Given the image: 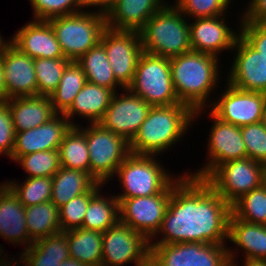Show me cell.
Listing matches in <instances>:
<instances>
[{"label":"cell","mask_w":266,"mask_h":266,"mask_svg":"<svg viewBox=\"0 0 266 266\" xmlns=\"http://www.w3.org/2000/svg\"><path fill=\"white\" fill-rule=\"evenodd\" d=\"M230 216L231 205L205 179L186 174L173 187L161 227L150 245L226 244ZM159 234L163 237L157 240Z\"/></svg>","instance_id":"6da1fadb"},{"label":"cell","mask_w":266,"mask_h":266,"mask_svg":"<svg viewBox=\"0 0 266 266\" xmlns=\"http://www.w3.org/2000/svg\"><path fill=\"white\" fill-rule=\"evenodd\" d=\"M219 60L217 56L193 50L170 58L176 95L181 103L194 111L193 120L212 104L209 97L221 80Z\"/></svg>","instance_id":"7a4b0ae2"},{"label":"cell","mask_w":266,"mask_h":266,"mask_svg":"<svg viewBox=\"0 0 266 266\" xmlns=\"http://www.w3.org/2000/svg\"><path fill=\"white\" fill-rule=\"evenodd\" d=\"M194 111L184 103L152 106L145 121L129 142L130 153L162 155L180 142L195 121ZM165 150V151H164ZM161 153V154H160Z\"/></svg>","instance_id":"3957f363"},{"label":"cell","mask_w":266,"mask_h":266,"mask_svg":"<svg viewBox=\"0 0 266 266\" xmlns=\"http://www.w3.org/2000/svg\"><path fill=\"white\" fill-rule=\"evenodd\" d=\"M187 20L174 4L167 3L139 30L143 52L171 58L191 51Z\"/></svg>","instance_id":"277c9868"},{"label":"cell","mask_w":266,"mask_h":266,"mask_svg":"<svg viewBox=\"0 0 266 266\" xmlns=\"http://www.w3.org/2000/svg\"><path fill=\"white\" fill-rule=\"evenodd\" d=\"M155 157L130 153L118 167L115 176L119 177L123 190V193L115 195L119 203L123 199L162 193L177 179Z\"/></svg>","instance_id":"5b68a950"},{"label":"cell","mask_w":266,"mask_h":266,"mask_svg":"<svg viewBox=\"0 0 266 266\" xmlns=\"http://www.w3.org/2000/svg\"><path fill=\"white\" fill-rule=\"evenodd\" d=\"M84 11L48 20L62 53L70 61H77L95 47L107 27L105 14L93 10Z\"/></svg>","instance_id":"8992f818"},{"label":"cell","mask_w":266,"mask_h":266,"mask_svg":"<svg viewBox=\"0 0 266 266\" xmlns=\"http://www.w3.org/2000/svg\"><path fill=\"white\" fill-rule=\"evenodd\" d=\"M78 124L86 135L90 175L102 184L114 180L118 167L130 154L129 142L111 130L103 128L99 123H89L86 128Z\"/></svg>","instance_id":"52a82bcc"},{"label":"cell","mask_w":266,"mask_h":266,"mask_svg":"<svg viewBox=\"0 0 266 266\" xmlns=\"http://www.w3.org/2000/svg\"><path fill=\"white\" fill-rule=\"evenodd\" d=\"M127 88L151 106L181 103L173 86L168 57L143 52L138 60L133 81Z\"/></svg>","instance_id":"ba28073f"},{"label":"cell","mask_w":266,"mask_h":266,"mask_svg":"<svg viewBox=\"0 0 266 266\" xmlns=\"http://www.w3.org/2000/svg\"><path fill=\"white\" fill-rule=\"evenodd\" d=\"M266 166L250 158L227 161L205 180L230 205L264 183Z\"/></svg>","instance_id":"9c48e42d"},{"label":"cell","mask_w":266,"mask_h":266,"mask_svg":"<svg viewBox=\"0 0 266 266\" xmlns=\"http://www.w3.org/2000/svg\"><path fill=\"white\" fill-rule=\"evenodd\" d=\"M227 244L150 245V266H231Z\"/></svg>","instance_id":"30bf717a"},{"label":"cell","mask_w":266,"mask_h":266,"mask_svg":"<svg viewBox=\"0 0 266 266\" xmlns=\"http://www.w3.org/2000/svg\"><path fill=\"white\" fill-rule=\"evenodd\" d=\"M150 266V241L120 220L103 233L101 266Z\"/></svg>","instance_id":"8fae6325"},{"label":"cell","mask_w":266,"mask_h":266,"mask_svg":"<svg viewBox=\"0 0 266 266\" xmlns=\"http://www.w3.org/2000/svg\"><path fill=\"white\" fill-rule=\"evenodd\" d=\"M185 175L186 172L177 176V179L162 193L123 199L119 203L120 221L150 241L161 227L173 187Z\"/></svg>","instance_id":"7c38bea8"},{"label":"cell","mask_w":266,"mask_h":266,"mask_svg":"<svg viewBox=\"0 0 266 266\" xmlns=\"http://www.w3.org/2000/svg\"><path fill=\"white\" fill-rule=\"evenodd\" d=\"M210 119L214 121L209 132L206 164L194 173L186 174L206 179L219 165L231 160L247 158V150L242 137L241 127L217 118L211 111Z\"/></svg>","instance_id":"4fadbf2b"},{"label":"cell","mask_w":266,"mask_h":266,"mask_svg":"<svg viewBox=\"0 0 266 266\" xmlns=\"http://www.w3.org/2000/svg\"><path fill=\"white\" fill-rule=\"evenodd\" d=\"M116 80L127 88L133 81L138 60L143 53L139 31L106 27L100 38Z\"/></svg>","instance_id":"5bb4252c"},{"label":"cell","mask_w":266,"mask_h":266,"mask_svg":"<svg viewBox=\"0 0 266 266\" xmlns=\"http://www.w3.org/2000/svg\"><path fill=\"white\" fill-rule=\"evenodd\" d=\"M226 84L225 91L218 99H213L208 111L238 127L261 122L266 109V93L242 91Z\"/></svg>","instance_id":"9a60e30c"},{"label":"cell","mask_w":266,"mask_h":266,"mask_svg":"<svg viewBox=\"0 0 266 266\" xmlns=\"http://www.w3.org/2000/svg\"><path fill=\"white\" fill-rule=\"evenodd\" d=\"M122 92V94L115 92L109 107L98 123L130 142L152 106L128 88H123Z\"/></svg>","instance_id":"2e32d148"},{"label":"cell","mask_w":266,"mask_h":266,"mask_svg":"<svg viewBox=\"0 0 266 266\" xmlns=\"http://www.w3.org/2000/svg\"><path fill=\"white\" fill-rule=\"evenodd\" d=\"M234 60L226 83L242 91L266 93V58L241 35L234 48Z\"/></svg>","instance_id":"e0dca14e"},{"label":"cell","mask_w":266,"mask_h":266,"mask_svg":"<svg viewBox=\"0 0 266 266\" xmlns=\"http://www.w3.org/2000/svg\"><path fill=\"white\" fill-rule=\"evenodd\" d=\"M225 15L196 18L189 21L190 44L193 51L207 53L219 58L224 51H232L240 30L228 27ZM195 20V21H194Z\"/></svg>","instance_id":"ac0fdd59"},{"label":"cell","mask_w":266,"mask_h":266,"mask_svg":"<svg viewBox=\"0 0 266 266\" xmlns=\"http://www.w3.org/2000/svg\"><path fill=\"white\" fill-rule=\"evenodd\" d=\"M72 125L64 114H57L39 127L15 133V144L11 158L40 151L58 150L65 133Z\"/></svg>","instance_id":"d6986e66"},{"label":"cell","mask_w":266,"mask_h":266,"mask_svg":"<svg viewBox=\"0 0 266 266\" xmlns=\"http://www.w3.org/2000/svg\"><path fill=\"white\" fill-rule=\"evenodd\" d=\"M11 43L33 59L66 58L49 21L34 20L24 24L11 36Z\"/></svg>","instance_id":"ffe728a7"},{"label":"cell","mask_w":266,"mask_h":266,"mask_svg":"<svg viewBox=\"0 0 266 266\" xmlns=\"http://www.w3.org/2000/svg\"><path fill=\"white\" fill-rule=\"evenodd\" d=\"M1 57L8 97L36 96L37 79L34 59L12 43Z\"/></svg>","instance_id":"44dd1931"},{"label":"cell","mask_w":266,"mask_h":266,"mask_svg":"<svg viewBox=\"0 0 266 266\" xmlns=\"http://www.w3.org/2000/svg\"><path fill=\"white\" fill-rule=\"evenodd\" d=\"M25 207L12 190L0 183V236L7 242L23 245L27 249L33 241L26 227ZM26 246V247H25Z\"/></svg>","instance_id":"7402d4cb"},{"label":"cell","mask_w":266,"mask_h":266,"mask_svg":"<svg viewBox=\"0 0 266 266\" xmlns=\"http://www.w3.org/2000/svg\"><path fill=\"white\" fill-rule=\"evenodd\" d=\"M228 241L235 248H228L230 263L236 262L239 248L244 251V259H266V225L237 219L232 213L229 218ZM243 248V249H242ZM233 250V251H232Z\"/></svg>","instance_id":"603a6c76"},{"label":"cell","mask_w":266,"mask_h":266,"mask_svg":"<svg viewBox=\"0 0 266 266\" xmlns=\"http://www.w3.org/2000/svg\"><path fill=\"white\" fill-rule=\"evenodd\" d=\"M166 4L165 0H117L105 15L106 26L114 30L139 31Z\"/></svg>","instance_id":"cb8c5ba5"},{"label":"cell","mask_w":266,"mask_h":266,"mask_svg":"<svg viewBox=\"0 0 266 266\" xmlns=\"http://www.w3.org/2000/svg\"><path fill=\"white\" fill-rule=\"evenodd\" d=\"M8 107L15 133L39 127L58 114L49 96L13 97Z\"/></svg>","instance_id":"d4e9b609"},{"label":"cell","mask_w":266,"mask_h":266,"mask_svg":"<svg viewBox=\"0 0 266 266\" xmlns=\"http://www.w3.org/2000/svg\"><path fill=\"white\" fill-rule=\"evenodd\" d=\"M114 94V91L106 87L87 81L64 116L72 126L78 125L73 121L75 115L80 116L79 119L88 120V123H98L109 107Z\"/></svg>","instance_id":"484cf974"},{"label":"cell","mask_w":266,"mask_h":266,"mask_svg":"<svg viewBox=\"0 0 266 266\" xmlns=\"http://www.w3.org/2000/svg\"><path fill=\"white\" fill-rule=\"evenodd\" d=\"M21 255L25 266H58L70 258L67 231L34 241Z\"/></svg>","instance_id":"4316f807"},{"label":"cell","mask_w":266,"mask_h":266,"mask_svg":"<svg viewBox=\"0 0 266 266\" xmlns=\"http://www.w3.org/2000/svg\"><path fill=\"white\" fill-rule=\"evenodd\" d=\"M98 184L88 173L61 166L52 176L50 201L59 209L72 198L91 192Z\"/></svg>","instance_id":"83f0119b"},{"label":"cell","mask_w":266,"mask_h":266,"mask_svg":"<svg viewBox=\"0 0 266 266\" xmlns=\"http://www.w3.org/2000/svg\"><path fill=\"white\" fill-rule=\"evenodd\" d=\"M88 82L106 87L114 92L124 88L115 78L104 46L99 42L77 61Z\"/></svg>","instance_id":"f1b7e54d"},{"label":"cell","mask_w":266,"mask_h":266,"mask_svg":"<svg viewBox=\"0 0 266 266\" xmlns=\"http://www.w3.org/2000/svg\"><path fill=\"white\" fill-rule=\"evenodd\" d=\"M101 193L102 187L91 197L82 228L104 233L120 220V213L116 196L106 197Z\"/></svg>","instance_id":"f546056e"},{"label":"cell","mask_w":266,"mask_h":266,"mask_svg":"<svg viewBox=\"0 0 266 266\" xmlns=\"http://www.w3.org/2000/svg\"><path fill=\"white\" fill-rule=\"evenodd\" d=\"M103 233L85 228L67 231L70 258L89 266H101Z\"/></svg>","instance_id":"4dcf8cb0"},{"label":"cell","mask_w":266,"mask_h":266,"mask_svg":"<svg viewBox=\"0 0 266 266\" xmlns=\"http://www.w3.org/2000/svg\"><path fill=\"white\" fill-rule=\"evenodd\" d=\"M60 165L90 174L89 151L85 133L78 126H71L59 145Z\"/></svg>","instance_id":"1f68e13d"},{"label":"cell","mask_w":266,"mask_h":266,"mask_svg":"<svg viewBox=\"0 0 266 266\" xmlns=\"http://www.w3.org/2000/svg\"><path fill=\"white\" fill-rule=\"evenodd\" d=\"M25 217L33 242L61 232L59 209L51 201L25 207Z\"/></svg>","instance_id":"d6a6232c"},{"label":"cell","mask_w":266,"mask_h":266,"mask_svg":"<svg viewBox=\"0 0 266 266\" xmlns=\"http://www.w3.org/2000/svg\"><path fill=\"white\" fill-rule=\"evenodd\" d=\"M87 82L82 68L76 61H71L63 71L59 85L49 96L58 114H64L73 104L76 95Z\"/></svg>","instance_id":"836d02e7"},{"label":"cell","mask_w":266,"mask_h":266,"mask_svg":"<svg viewBox=\"0 0 266 266\" xmlns=\"http://www.w3.org/2000/svg\"><path fill=\"white\" fill-rule=\"evenodd\" d=\"M231 213L237 219L266 225V185L242 195L231 205Z\"/></svg>","instance_id":"e575fe53"},{"label":"cell","mask_w":266,"mask_h":266,"mask_svg":"<svg viewBox=\"0 0 266 266\" xmlns=\"http://www.w3.org/2000/svg\"><path fill=\"white\" fill-rule=\"evenodd\" d=\"M9 181L4 183L12 190L24 207L45 203L51 199L52 177H27L21 184L16 179Z\"/></svg>","instance_id":"d590c367"},{"label":"cell","mask_w":266,"mask_h":266,"mask_svg":"<svg viewBox=\"0 0 266 266\" xmlns=\"http://www.w3.org/2000/svg\"><path fill=\"white\" fill-rule=\"evenodd\" d=\"M70 62L67 58L34 59L37 95L50 96L59 85L63 71Z\"/></svg>","instance_id":"8d00e7d4"},{"label":"cell","mask_w":266,"mask_h":266,"mask_svg":"<svg viewBox=\"0 0 266 266\" xmlns=\"http://www.w3.org/2000/svg\"><path fill=\"white\" fill-rule=\"evenodd\" d=\"M21 164L28 178L52 177L61 167L59 150L30 153L15 160Z\"/></svg>","instance_id":"74e56055"},{"label":"cell","mask_w":266,"mask_h":266,"mask_svg":"<svg viewBox=\"0 0 266 266\" xmlns=\"http://www.w3.org/2000/svg\"><path fill=\"white\" fill-rule=\"evenodd\" d=\"M103 186L104 184L99 183L91 192L78 195L59 208L61 232L82 227L91 197Z\"/></svg>","instance_id":"f35d334b"},{"label":"cell","mask_w":266,"mask_h":266,"mask_svg":"<svg viewBox=\"0 0 266 266\" xmlns=\"http://www.w3.org/2000/svg\"><path fill=\"white\" fill-rule=\"evenodd\" d=\"M34 20L48 21L54 17L79 13L85 9L84 0H29ZM81 8V9H80Z\"/></svg>","instance_id":"ab89813d"},{"label":"cell","mask_w":266,"mask_h":266,"mask_svg":"<svg viewBox=\"0 0 266 266\" xmlns=\"http://www.w3.org/2000/svg\"><path fill=\"white\" fill-rule=\"evenodd\" d=\"M174 5L187 19L217 17L228 13V6L222 0H174Z\"/></svg>","instance_id":"60d3db41"},{"label":"cell","mask_w":266,"mask_h":266,"mask_svg":"<svg viewBox=\"0 0 266 266\" xmlns=\"http://www.w3.org/2000/svg\"><path fill=\"white\" fill-rule=\"evenodd\" d=\"M247 157L266 166V128L263 122L241 127Z\"/></svg>","instance_id":"b9f144b4"},{"label":"cell","mask_w":266,"mask_h":266,"mask_svg":"<svg viewBox=\"0 0 266 266\" xmlns=\"http://www.w3.org/2000/svg\"><path fill=\"white\" fill-rule=\"evenodd\" d=\"M15 144V131L8 101L0 103V155L11 158Z\"/></svg>","instance_id":"7bdbcfd3"},{"label":"cell","mask_w":266,"mask_h":266,"mask_svg":"<svg viewBox=\"0 0 266 266\" xmlns=\"http://www.w3.org/2000/svg\"><path fill=\"white\" fill-rule=\"evenodd\" d=\"M240 35L266 58V24L240 22Z\"/></svg>","instance_id":"ee69618b"},{"label":"cell","mask_w":266,"mask_h":266,"mask_svg":"<svg viewBox=\"0 0 266 266\" xmlns=\"http://www.w3.org/2000/svg\"><path fill=\"white\" fill-rule=\"evenodd\" d=\"M241 14L240 22L266 24V0H250Z\"/></svg>","instance_id":"f6af8a7d"},{"label":"cell","mask_w":266,"mask_h":266,"mask_svg":"<svg viewBox=\"0 0 266 266\" xmlns=\"http://www.w3.org/2000/svg\"><path fill=\"white\" fill-rule=\"evenodd\" d=\"M117 0H84V6L96 7L95 11L100 12L102 14H107L110 9L116 4Z\"/></svg>","instance_id":"bcb514c9"},{"label":"cell","mask_w":266,"mask_h":266,"mask_svg":"<svg viewBox=\"0 0 266 266\" xmlns=\"http://www.w3.org/2000/svg\"><path fill=\"white\" fill-rule=\"evenodd\" d=\"M9 99L3 76L2 57H0V103L7 102Z\"/></svg>","instance_id":"7dc6e473"},{"label":"cell","mask_w":266,"mask_h":266,"mask_svg":"<svg viewBox=\"0 0 266 266\" xmlns=\"http://www.w3.org/2000/svg\"><path fill=\"white\" fill-rule=\"evenodd\" d=\"M6 256L7 255L4 254L2 258L0 257V266H16V265L17 266H19V265L25 266L24 260H23V257L21 254L19 256L20 257L19 260H16L15 258H17V257L13 256V258L11 259L12 262H10L9 261L10 258L8 259ZM14 259H15V261H14Z\"/></svg>","instance_id":"c3c4849f"},{"label":"cell","mask_w":266,"mask_h":266,"mask_svg":"<svg viewBox=\"0 0 266 266\" xmlns=\"http://www.w3.org/2000/svg\"><path fill=\"white\" fill-rule=\"evenodd\" d=\"M242 266H266V259H243ZM231 266H239L238 262H234Z\"/></svg>","instance_id":"681fc988"},{"label":"cell","mask_w":266,"mask_h":266,"mask_svg":"<svg viewBox=\"0 0 266 266\" xmlns=\"http://www.w3.org/2000/svg\"><path fill=\"white\" fill-rule=\"evenodd\" d=\"M58 266H89V265H86V264L79 262L75 259L69 258L67 260H64Z\"/></svg>","instance_id":"f907efd6"},{"label":"cell","mask_w":266,"mask_h":266,"mask_svg":"<svg viewBox=\"0 0 266 266\" xmlns=\"http://www.w3.org/2000/svg\"><path fill=\"white\" fill-rule=\"evenodd\" d=\"M11 42V38H9V41H6V39H3L2 35H0V57L5 53Z\"/></svg>","instance_id":"816d5d0a"},{"label":"cell","mask_w":266,"mask_h":266,"mask_svg":"<svg viewBox=\"0 0 266 266\" xmlns=\"http://www.w3.org/2000/svg\"><path fill=\"white\" fill-rule=\"evenodd\" d=\"M262 122H263V124H264V126H265V128H266V109H265V113H264V115H263Z\"/></svg>","instance_id":"f5cc1de1"},{"label":"cell","mask_w":266,"mask_h":266,"mask_svg":"<svg viewBox=\"0 0 266 266\" xmlns=\"http://www.w3.org/2000/svg\"><path fill=\"white\" fill-rule=\"evenodd\" d=\"M228 7L230 6L229 4H231V0H222Z\"/></svg>","instance_id":"db71d44e"},{"label":"cell","mask_w":266,"mask_h":266,"mask_svg":"<svg viewBox=\"0 0 266 266\" xmlns=\"http://www.w3.org/2000/svg\"><path fill=\"white\" fill-rule=\"evenodd\" d=\"M2 250H4V249H3V246L1 247V244H0V257H2L1 255L3 254L2 253L3 252Z\"/></svg>","instance_id":"11a10c76"},{"label":"cell","mask_w":266,"mask_h":266,"mask_svg":"<svg viewBox=\"0 0 266 266\" xmlns=\"http://www.w3.org/2000/svg\"><path fill=\"white\" fill-rule=\"evenodd\" d=\"M264 184L266 185V170H265V176H264Z\"/></svg>","instance_id":"9f6ffc18"}]
</instances>
